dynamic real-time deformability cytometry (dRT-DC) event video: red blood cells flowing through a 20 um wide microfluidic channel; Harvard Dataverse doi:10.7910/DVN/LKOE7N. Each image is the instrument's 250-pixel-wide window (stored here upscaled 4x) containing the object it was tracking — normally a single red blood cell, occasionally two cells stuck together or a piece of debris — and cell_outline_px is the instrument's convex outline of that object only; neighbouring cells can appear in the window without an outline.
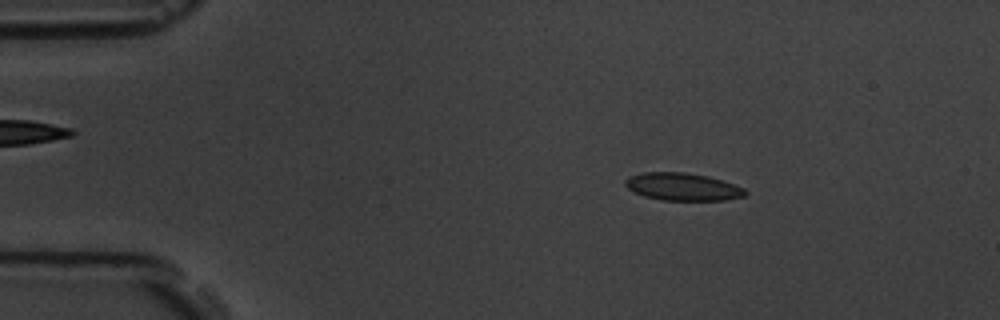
{"species": "common noctule bat (a hibernating species)", "species_latin": "Nyctalus noctula", "temperature_condition": "room temperature", "stored_images_in_passage": 5, "segment_of_instrument_passage": [1, 2], "camera_frame_rate_fps": 3000, "um_per_image_px": 0.085, "animal": {"sex": "male", "body_mass_g": 19.5, "forearm_length_mm": 54.6}, "frame": {"image": 1, "passage_image": 2, "time_ms": 1.0, "image_size_px": [1000, 320], "cell_outline_px": [[748, 192], [744, 196], [724, 200], [660, 200], [644, 196], [628, 188], [624, 184], [624, 180], [628, 176], [640, 172], [684, 172], [708, 176], [744, 188]], "centroid_in_image_um": [57.98, 15.87], "position_along_channel_um": 27.0, "area_um2": 19.25}}